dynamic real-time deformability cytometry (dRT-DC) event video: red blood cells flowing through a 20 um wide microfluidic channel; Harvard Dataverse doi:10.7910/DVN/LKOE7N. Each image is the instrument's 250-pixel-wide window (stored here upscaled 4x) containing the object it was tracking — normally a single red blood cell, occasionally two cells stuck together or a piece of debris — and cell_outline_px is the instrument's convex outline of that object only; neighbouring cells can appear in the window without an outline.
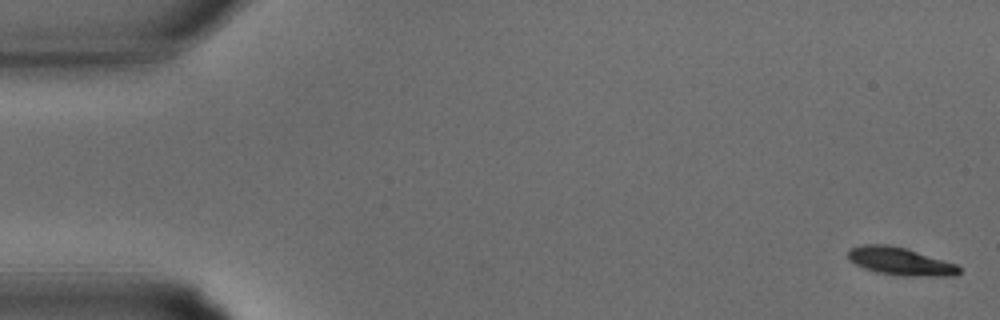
{"species": "common noctule bat (a hibernating species)", "species_latin": "Nyctalus noctula", "temperature_condition": "warm", "stored_images_in_passage": 34, "camera_frame_rate_fps": 3000, "um_per_image_px": 0.085, "animal": {"sex": "male", "body_mass_g": 15.6}, "frame": {"image": 1, "passage_image": 1, "time_ms": 0.0, "image_size_px": [1000, 320], "cell_outline_px": [[960, 272], [956, 276], [900, 276], [876, 272], [864, 268], [848, 260], [848, 248], [864, 244], [888, 244], [908, 248], [956, 264], [960, 268]], "centroid_in_image_um": [76.51, 22.2], "position_along_channel_um": 8.5, "area_um2": 18.26}}
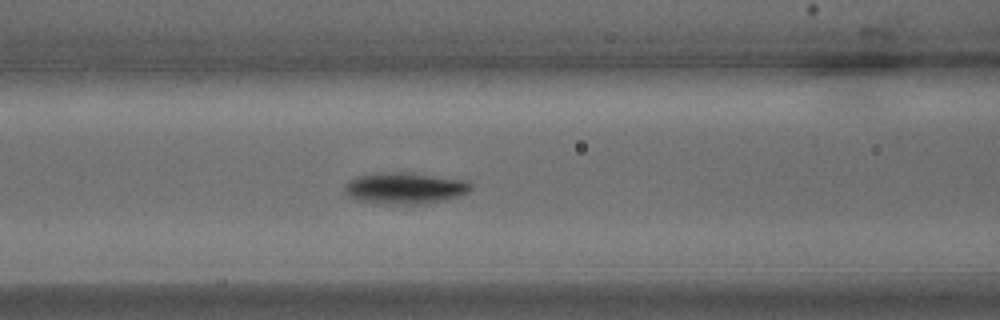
{"frame": {"image": 2, "passage_image": 14, "time_ms": 4.333, "image_size_px": [1000, 320], "cell_outline_px": [[472, 188], [468, 192], [460, 196], [444, 200], [424, 204], [396, 204], [360, 200], [344, 192], [344, 184], [348, 180], [356, 176], [380, 172], [404, 172], [468, 180], [472, 184]], "centroid_in_image_um": [34.45, 15.98], "position_along_channel_um": 132.1, "area_um2": 23.06}}
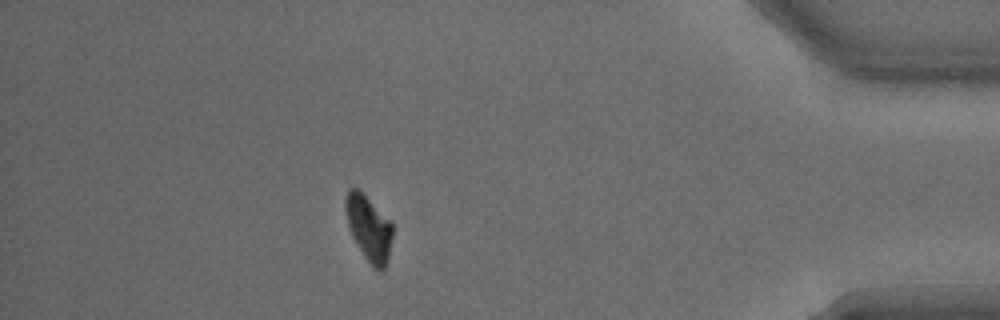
{"frame": {"image": 3, "passage_image": 30, "time_ms": 9.667, "image_size_px": [1000, 320], "cell_outline_px": [[392, 236], [388, 260], [384, 268], [372, 268], [364, 256], [352, 236], [348, 224], [344, 208], [344, 196], [348, 188], [356, 188], [392, 224]], "centroid_in_image_um": [31.31, 19.4], "position_along_channel_um": 403.9, "area_um2": 17.4}}